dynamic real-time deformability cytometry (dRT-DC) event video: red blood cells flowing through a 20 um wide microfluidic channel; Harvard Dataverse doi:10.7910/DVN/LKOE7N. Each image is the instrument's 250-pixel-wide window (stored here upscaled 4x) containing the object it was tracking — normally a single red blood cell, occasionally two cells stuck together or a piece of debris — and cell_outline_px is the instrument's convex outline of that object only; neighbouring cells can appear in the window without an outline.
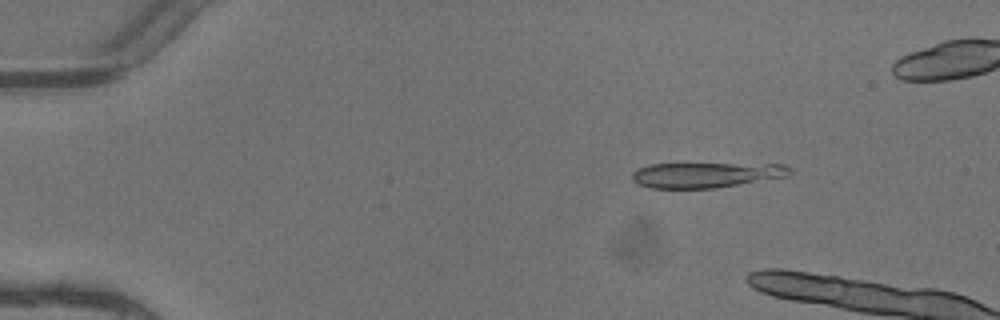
{"species": "common noctule bat (a hibernating species)", "species_latin": "Nyctalus noctula", "temperature_condition": "warm", "stored_images_in_passage": 4, "camera_frame_rate_fps": 3000, "um_per_image_px": 0.085, "animal": {"sex": "female"}, "frame": {"image": 1, "passage_image": 2, "time_ms": 0.333, "image_size_px": [1000, 320], "cell_outline_px": [[792, 172], [784, 176], [716, 188], [652, 188], [640, 184], [632, 180], [632, 172], [648, 164], [784, 164], [792, 168]], "centroid_in_image_um": [59.99, 14.86], "position_along_channel_um": 25.0, "area_um2": 22.89}}